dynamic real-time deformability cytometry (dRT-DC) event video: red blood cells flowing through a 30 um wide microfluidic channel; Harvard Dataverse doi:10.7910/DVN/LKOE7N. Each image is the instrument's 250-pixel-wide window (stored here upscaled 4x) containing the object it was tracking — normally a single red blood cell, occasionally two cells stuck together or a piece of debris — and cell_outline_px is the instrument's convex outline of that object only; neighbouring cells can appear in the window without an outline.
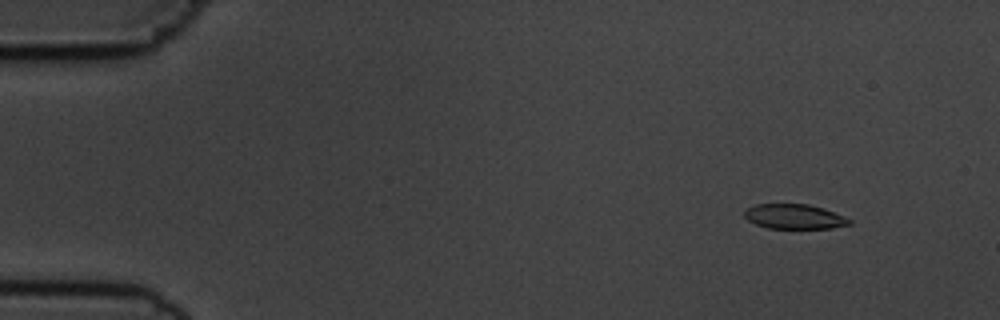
{"species": "common noctule bat (a hibernating species)", "species_latin": "Nyctalus noctula", "temperature_condition": "cold", "stored_images_in_passage": 54, "camera_frame_rate_fps": 3000, "um_per_image_px": 0.085, "animal": {"sex": "male", "body_mass_g": 19.5, "forearm_length_mm": 54.6}, "frame": {"image": 1, "passage_image": 4, "time_ms": 1.0, "image_size_px": [1000, 320], "cell_outline_px": [[852, 224], [832, 228], [768, 228], [756, 224], [748, 220], [744, 216], [744, 212], [748, 208], [756, 204], [808, 204], [824, 208], [852, 220]], "centroid_in_image_um": [67.53, 18.41], "position_along_channel_um": 17.5, "area_um2": 15.09}}
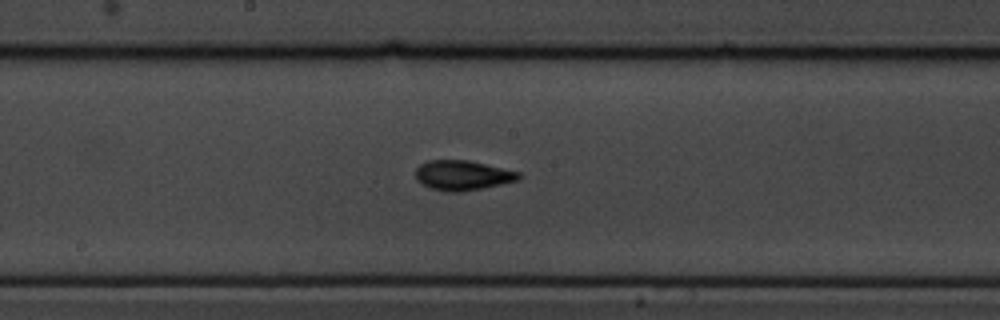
{"frame": {"image": 2, "passage_image": 28, "time_ms": 9.0, "image_size_px": [1000, 320], "cell_outline_px": [[520, 176], [516, 180], [500, 184], [460, 192], [444, 192], [428, 188], [420, 184], [416, 180], [416, 168], [420, 164], [428, 160], [468, 160], [520, 172]], "centroid_in_image_um": [39.23, 14.9], "position_along_channel_um": 209.0, "area_um2": 17.92}}
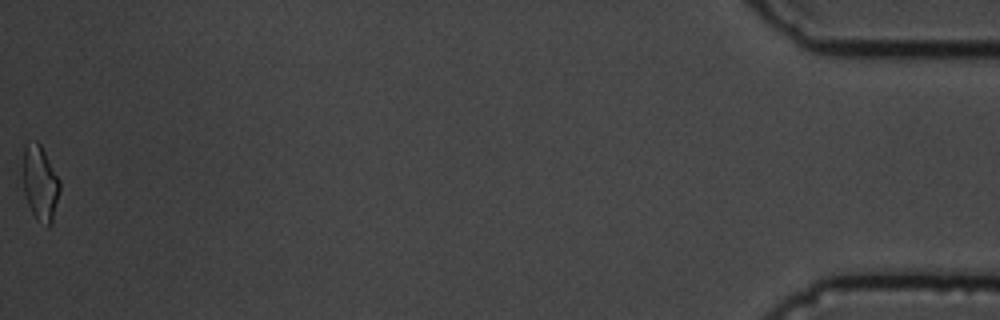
{"frame": {"image": 3, "passage_image": 54, "time_ms": 17.667, "image_size_px": [1000, 320], "cell_outline_px": [[60, 192], [52, 224], [48, 228], [36, 220], [28, 204], [24, 192], [24, 148], [28, 140], [36, 140], [40, 144], [60, 180]], "centroid_in_image_um": [3.44, 15.6], "position_along_channel_um": 431.8, "area_um2": 16.18}, "authors_computed_cell_mechanics": {"area_um2": 16.5597, "velocity_mm_per_s": 3.6627, "shape_relaxation_time_tau1_ms": 4.6031, "shape_relaxation_time_tau2_ms": 2.7578, "deformation_change_tau1": 0.1691, "deformation_change_tau2": 0.0863}}